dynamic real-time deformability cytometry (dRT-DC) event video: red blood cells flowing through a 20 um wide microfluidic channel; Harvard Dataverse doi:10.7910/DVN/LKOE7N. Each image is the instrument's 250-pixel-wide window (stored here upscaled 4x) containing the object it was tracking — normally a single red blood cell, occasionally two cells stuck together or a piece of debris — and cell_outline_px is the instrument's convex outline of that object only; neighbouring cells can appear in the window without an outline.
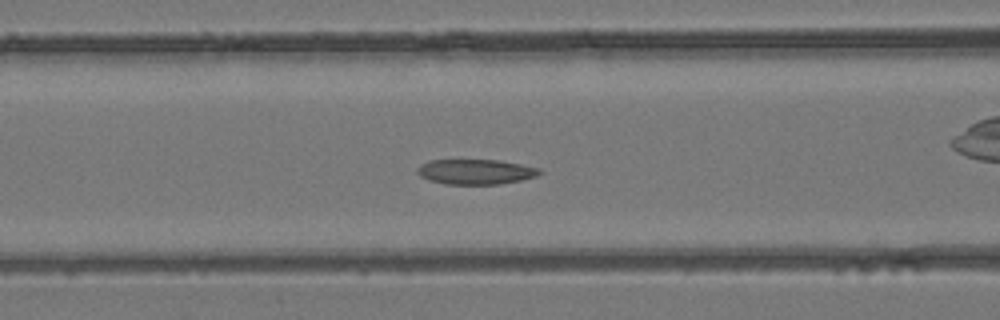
{"species": "common noctule bat (a hibernating species)", "species_latin": "Nyctalus noctula", "temperature_condition": "room temperature", "stored_images_in_passage": 51, "camera_frame_rate_fps": 3000, "um_per_image_px": 0.085, "animal": {"sex": "female", "body_mass_g": 24.6, "forearm_length_mm": 56.2}, "frame": {"image": 1, "passage_image": 21, "time_ms": 6.667, "image_size_px": [1000, 320], "cell_outline_px": [[544, 172], [536, 176], [520, 180], [500, 184], [444, 184], [428, 180], [420, 176], [416, 172], [416, 168], [420, 164], [428, 160], [500, 160], [540, 168]], "centroid_in_image_um": [40.4, 14.6], "position_along_channel_um": 126.2, "area_um2": 18.03}}
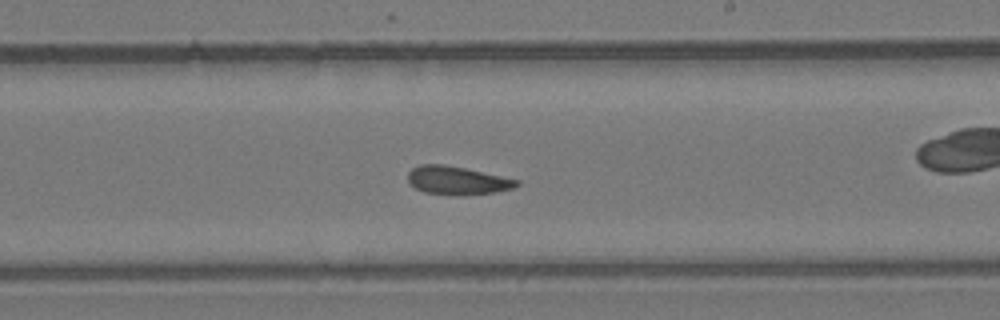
{"frame": {"image": 2, "passage_image": 30, "time_ms": 9.667, "image_size_px": [1000, 320], "cell_outline_px": [[520, 184], [512, 188], [496, 192], [460, 196], [456, 196], [424, 192], [408, 184], [408, 172], [412, 168], [420, 164], [444, 164], [464, 168], [520, 180]], "centroid_in_image_um": [38.84, 15.35], "position_along_channel_um": 250.2, "area_um2": 18.09}}
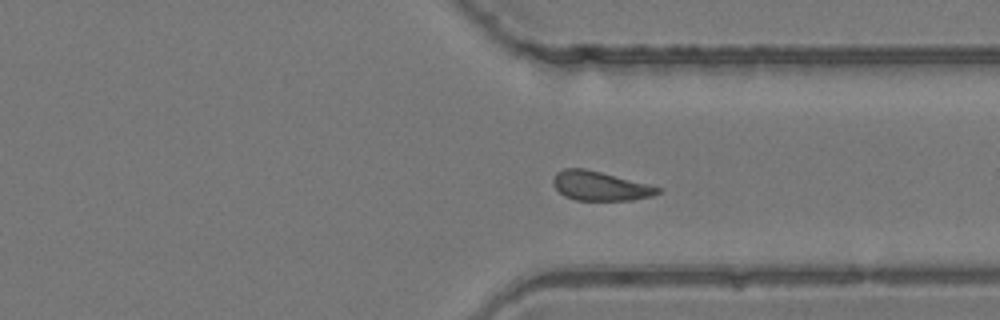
{"frame": {"image": 3, "passage_image": 38, "time_ms": 12.333, "image_size_px": [1000, 320], "cell_outline_px": [[664, 188], [660, 192], [652, 196], [632, 200], [576, 200], [564, 196], [552, 184], [552, 180], [556, 172], [564, 168], [584, 168]], "centroid_in_image_um": [51.0, 15.81], "position_along_channel_um": 360.4, "area_um2": 17.8}, "authors_computed_cell_mechanics": {"area_um2": 18.3804, "velocity_mm_per_s": 4.1306, "shape_relaxation_time_tau1_ms": 7.6569, "shape_relaxation_time_tau2_ms": 3.3829, "deformation_change_tau1": 0.1492, "deformation_change_tau2": 0.1098}}